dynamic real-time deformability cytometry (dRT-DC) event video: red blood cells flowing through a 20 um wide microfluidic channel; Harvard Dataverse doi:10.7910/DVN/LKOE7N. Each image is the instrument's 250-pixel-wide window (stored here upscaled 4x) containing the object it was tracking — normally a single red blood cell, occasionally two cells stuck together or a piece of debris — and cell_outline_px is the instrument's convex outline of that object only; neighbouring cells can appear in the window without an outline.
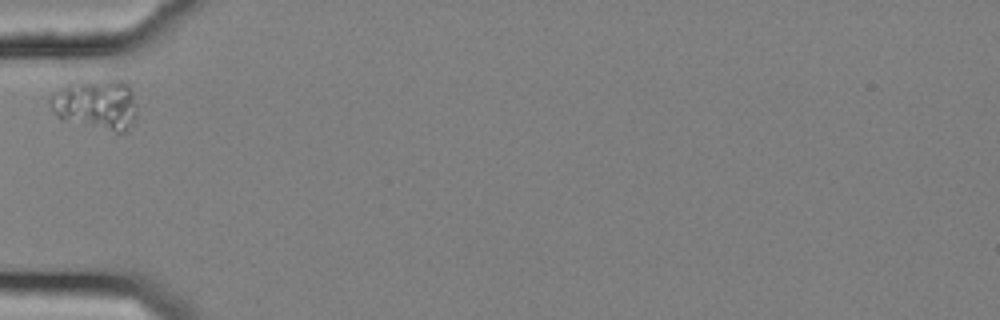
{"species": "common noctule bat (a hibernating species)", "species_latin": "Nyctalus noctula", "temperature_condition": "cold", "stored_images_in_passage": 3, "camera_frame_rate_fps": 3000, "um_per_image_px": 0.085, "animal": {"sex": "female", "body_mass_g": 25.1}, "frame": {"image": 1, "passage_image": 1, "time_ms": 0.0, "image_size_px": [1000, 320], "cell_outline_px": [[136, 116], [132, 124], [124, 132], [116, 132], [60, 120], [52, 112], [48, 104], [48, 100], [52, 92], [68, 84], [104, 80], [124, 80], [132, 88], [136, 104]], "centroid_in_image_um": [8.15, 8.89], "position_along_channel_um": 76.9, "area_um2": 25.84}}